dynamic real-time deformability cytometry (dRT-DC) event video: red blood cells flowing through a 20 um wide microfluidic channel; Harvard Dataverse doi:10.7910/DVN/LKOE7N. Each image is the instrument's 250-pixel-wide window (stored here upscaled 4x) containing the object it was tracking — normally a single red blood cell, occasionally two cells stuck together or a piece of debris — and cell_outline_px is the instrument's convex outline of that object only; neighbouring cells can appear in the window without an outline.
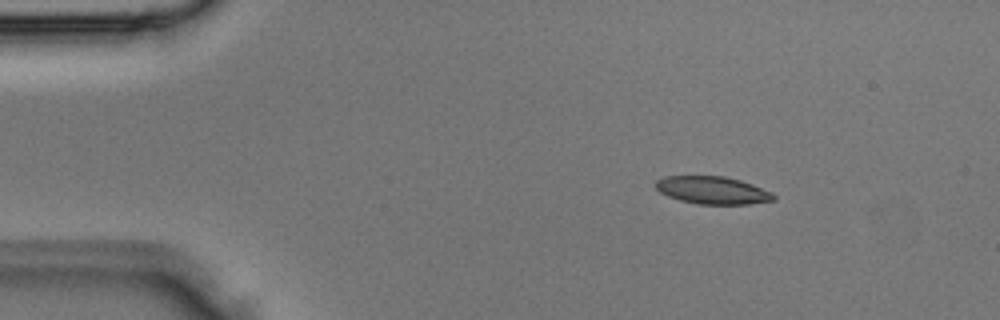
{"species": "Egyptian fruit bat (a non-hibernating species)", "species_latin": "Rousettus aegyptiacus", "temperature_condition": "room temperature", "stored_images_in_passage": 3, "camera_frame_rate_fps": 3000, "um_per_image_px": 0.085, "animal": {"sex": "male"}, "frame": {"image": 1, "passage_image": 1, "time_ms": 0.0, "image_size_px": [1000, 320], "cell_outline_px": [[776, 196], [772, 200], [748, 204], [696, 204], [680, 200], [668, 196], [660, 192], [656, 188], [656, 180], [664, 176], [724, 176], [740, 180], [752, 184], [772, 192]], "centroid_in_image_um": [60.55, 16.16], "position_along_channel_um": 24.5, "area_um2": 18.9}}